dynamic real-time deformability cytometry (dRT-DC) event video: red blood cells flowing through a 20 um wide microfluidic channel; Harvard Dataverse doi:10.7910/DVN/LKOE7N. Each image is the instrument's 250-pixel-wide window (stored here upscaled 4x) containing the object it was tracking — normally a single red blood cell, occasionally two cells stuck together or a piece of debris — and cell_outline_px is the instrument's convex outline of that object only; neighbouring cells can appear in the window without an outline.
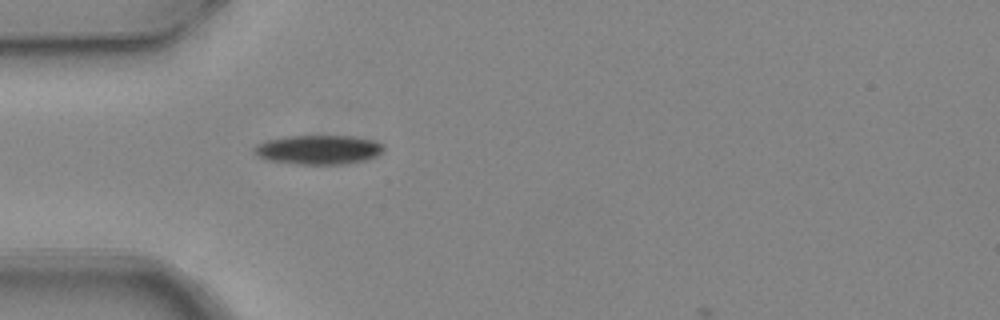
{"species": "common noctule bat (a hibernating species)", "species_latin": "Nyctalus noctula", "temperature_condition": "warm", "stored_images_in_passage": 5, "camera_frame_rate_fps": 3000, "um_per_image_px": 0.085, "animal": {"sex": "female", "body_mass_g": 24.6, "forearm_length_mm": 56.2}, "frame": {"image": 1, "passage_image": 5, "time_ms": 1.333, "image_size_px": [1000, 320], "cell_outline_px": [[384, 148], [376, 156], [364, 160], [340, 164], [292, 164], [264, 160], [256, 156], [252, 152], [252, 148], [256, 144], [264, 140], [288, 136], [352, 136], [372, 140], [384, 144]], "centroid_in_image_um": [26.96, 12.72], "position_along_channel_um": 58.0, "area_um2": 22.31}}